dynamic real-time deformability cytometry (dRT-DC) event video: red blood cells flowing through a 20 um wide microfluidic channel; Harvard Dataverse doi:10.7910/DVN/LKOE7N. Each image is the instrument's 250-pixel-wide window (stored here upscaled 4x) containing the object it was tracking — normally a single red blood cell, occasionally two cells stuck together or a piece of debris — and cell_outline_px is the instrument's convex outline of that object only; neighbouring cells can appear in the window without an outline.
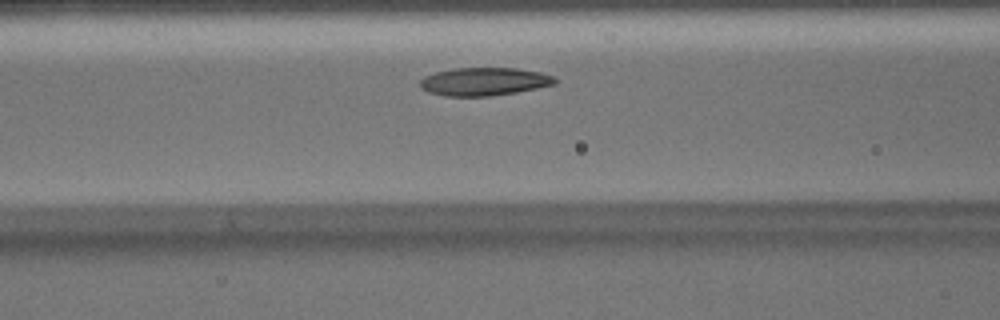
{"species": "Egyptian fruit bat (a non-hibernating species)", "species_latin": "Rousettus aegyptiacus", "temperature_condition": "warm", "stored_images_in_passage": 39, "camera_frame_rate_fps": 3000, "um_per_image_px": 0.085, "animal": {"sex": "male"}, "frame": {"image": 1, "passage_image": 11, "time_ms": 3.333, "image_size_px": [1000, 320], "cell_outline_px": [[556, 84], [516, 92], [492, 96], [444, 96], [428, 92], [420, 88], [420, 80], [424, 76], [436, 72], [452, 68], [516, 68], [540, 72], [552, 76], [556, 80]], "centroid_in_image_um": [41.11, 6.93], "position_along_channel_um": 125.5, "area_um2": 22.08}}
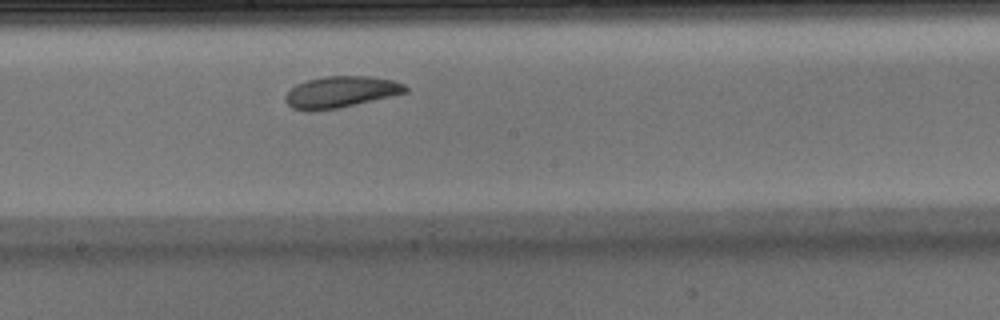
{"frame": {"image": 2, "passage_image": 18, "time_ms": 5.667, "image_size_px": [1000, 320], "cell_outline_px": [[408, 92], [336, 108], [308, 112], [292, 108], [284, 100], [284, 96], [296, 84], [308, 80], [324, 76], [372, 76], [392, 80], [404, 84], [408, 88]], "centroid_in_image_um": [28.93, 7.81], "position_along_channel_um": 219.3, "area_um2": 21.85}}
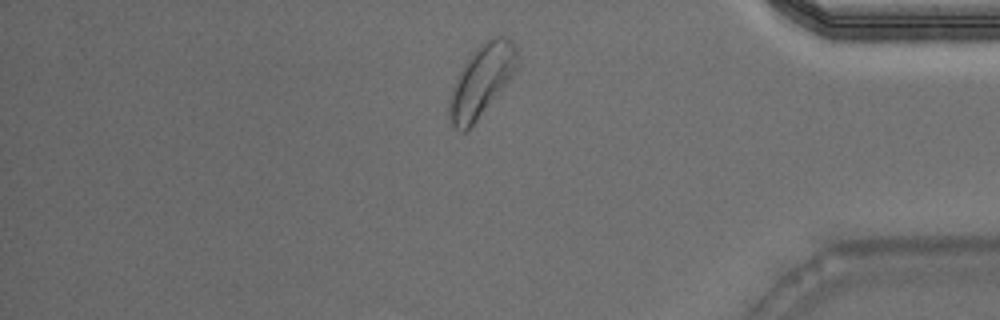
{"frame": {"image": 3, "passage_image": 33, "time_ms": 10.667, "image_size_px": [1000, 320], "cell_outline_px": [[520, 60], [512, 76], [476, 120], [464, 132], [456, 132], [452, 128], [448, 120], [448, 100], [456, 76], [472, 52], [484, 40], [492, 36], [508, 36], [512, 40], [516, 48]], "centroid_in_image_um": [40.9, 6.84], "position_along_channel_um": 394.3, "area_um2": 28.55}, "authors_computed_cell_mechanics": {"area_um2": 22.1952, "velocity_mm_per_s": 4.0225, "shape_relaxation_time_tau1_ms": 3.1398, "shape_relaxation_time_tau2_ms": 4.0712, "deformation_change_tau1": 0.1211, "deformation_change_tau2": 0.115}}